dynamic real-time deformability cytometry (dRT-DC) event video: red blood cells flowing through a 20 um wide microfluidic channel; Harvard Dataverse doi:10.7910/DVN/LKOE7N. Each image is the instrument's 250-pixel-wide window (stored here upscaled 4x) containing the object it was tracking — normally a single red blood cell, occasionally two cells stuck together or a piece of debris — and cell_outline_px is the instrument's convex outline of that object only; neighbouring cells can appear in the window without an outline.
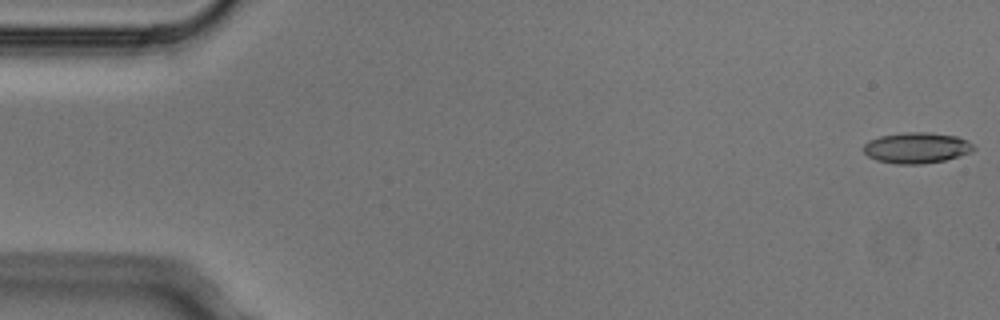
{"species": "Egyptian fruit bat (a non-hibernating species)", "species_latin": "Rousettus aegyptiacus", "temperature_condition": "cold", "stored_images_in_passage": 6, "segment_of_instrument_passage": [1, 2], "camera_frame_rate_fps": 3000, "um_per_image_px": 0.085, "animal": {"sex": "male"}, "frame": {"image": 1, "passage_image": 1, "time_ms": 0.0, "image_size_px": [1000, 320], "cell_outline_px": [[976, 148], [972, 152], [944, 160], [924, 164], [896, 164], [876, 160], [868, 156], [864, 152], [864, 144], [868, 140], [880, 136], [904, 132], [928, 132], [956, 136], [972, 144]], "centroid_in_image_um": [77.89, 12.57], "position_along_channel_um": 7.1, "area_um2": 19.77}}
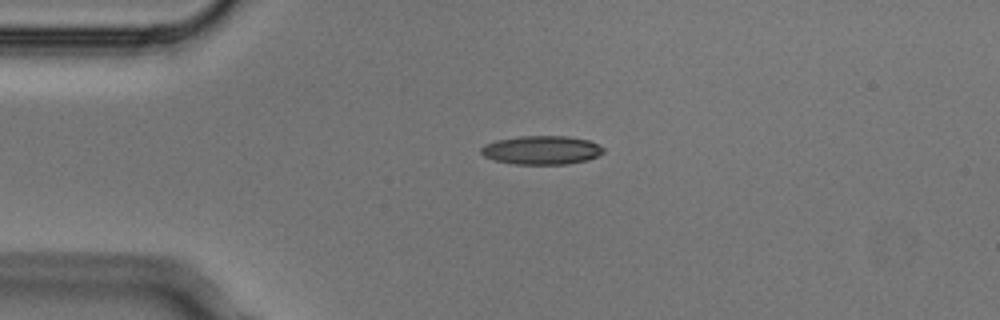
{"frame": {"image": 2, "passage_image": 4, "time_ms": 1.0, "image_size_px": [1000, 320], "cell_outline_px": [[604, 152], [588, 160], [568, 164], [516, 164], [496, 160], [484, 156], [480, 152], [480, 148], [484, 144], [496, 140], [520, 136], [568, 136], [588, 140], [600, 144], [604, 148]], "centroid_in_image_um": [46.05, 12.75], "position_along_channel_um": 38.9, "area_um2": 20.52}}